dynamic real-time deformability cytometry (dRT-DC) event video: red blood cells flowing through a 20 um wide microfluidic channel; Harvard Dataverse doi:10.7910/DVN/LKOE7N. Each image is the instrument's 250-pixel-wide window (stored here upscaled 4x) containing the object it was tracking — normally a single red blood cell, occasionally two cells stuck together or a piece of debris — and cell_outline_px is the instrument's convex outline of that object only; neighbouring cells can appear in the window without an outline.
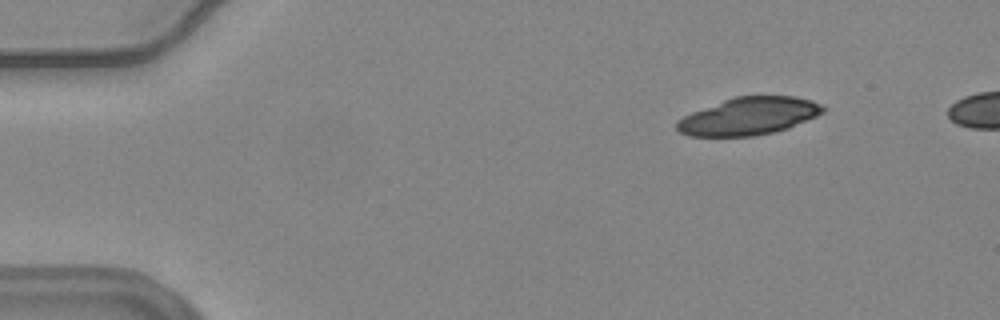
{"species": "common noctule bat (a hibernating species)", "species_latin": "Nyctalus noctula", "temperature_condition": "warm", "stored_images_in_passage": 47, "camera_frame_rate_fps": 3000, "um_per_image_px": 0.085, "animal": {"sex": "female", "body_mass_g": 24.6, "forearm_length_mm": 56.2}, "frame": {"image": 1, "passage_image": 1, "time_ms": 0.0, "image_size_px": [1000, 320], "cell_outline_px": [[824, 112], [816, 116], [788, 128], [772, 132], [752, 136], [688, 136], [680, 132], [676, 128], [676, 120], [692, 112], [724, 100], [736, 96], [796, 96], [812, 100], [820, 104], [824, 108]], "centroid_in_image_um": [63.64, 9.87], "position_along_channel_um": 21.4, "area_um2": 31.73}}